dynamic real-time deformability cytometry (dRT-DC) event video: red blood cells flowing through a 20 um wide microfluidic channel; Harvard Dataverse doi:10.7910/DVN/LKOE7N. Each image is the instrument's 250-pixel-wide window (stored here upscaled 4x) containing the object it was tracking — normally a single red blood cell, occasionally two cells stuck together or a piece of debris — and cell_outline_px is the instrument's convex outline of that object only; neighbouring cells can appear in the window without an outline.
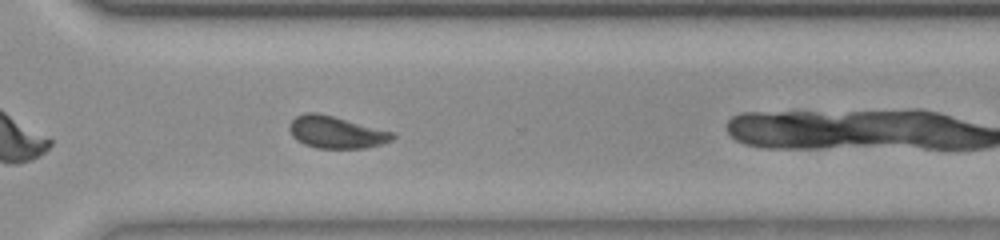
{"species": "common noctule bat (a hibernating species)", "species_latin": "Nyctalus noctula", "temperature_condition": "room temperature", "stored_images_in_passage": 21, "camera_frame_rate_fps": 3000, "um_per_image_px": 0.085, "animal": {"sex": "female", "body_mass_g": 23.0, "forearm_length_mm": 53.4}, "frame": {"image": 1, "passage_image": 17, "time_ms": 5.333, "image_size_px": [1000, 240], "cell_outline_px": [[396, 136], [392, 140], [380, 144], [364, 148], [316, 148], [304, 144], [296, 140], [292, 136], [288, 128], [288, 124], [296, 116], [304, 112], [316, 112], [332, 116], [392, 132]], "centroid_in_image_um": [28.51, 11.24], "position_along_channel_um": 342.1, "area_um2": 19.13}}